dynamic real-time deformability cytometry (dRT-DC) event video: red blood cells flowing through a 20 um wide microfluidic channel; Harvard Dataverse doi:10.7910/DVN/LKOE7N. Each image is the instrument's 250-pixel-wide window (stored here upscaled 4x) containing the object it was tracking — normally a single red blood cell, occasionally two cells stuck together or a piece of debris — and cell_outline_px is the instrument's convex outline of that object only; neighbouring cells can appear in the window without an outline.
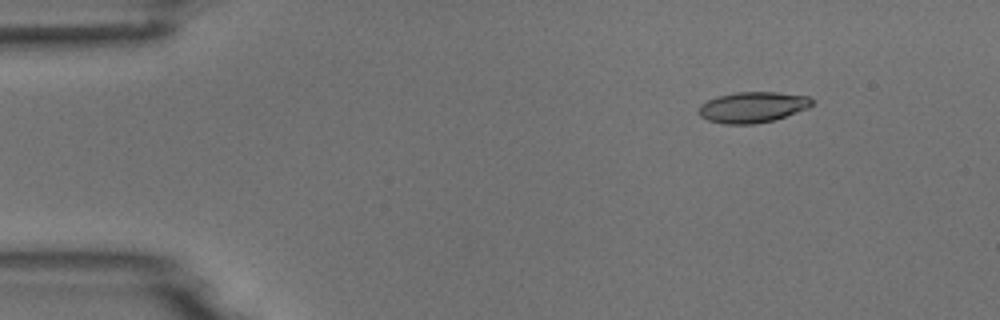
{"species": "common noctule bat (a hibernating species)", "species_latin": "Nyctalus noctula", "temperature_condition": "room temperature", "stored_images_in_passage": 5, "camera_frame_rate_fps": 3000, "um_per_image_px": 0.085, "animal": {"sex": "male", "body_mass_g": 18.8}, "frame": {"image": 1, "passage_image": 2, "time_ms": 1.333, "image_size_px": [1000, 320], "cell_outline_px": [[812, 104], [808, 108], [772, 120], [756, 124], [724, 124], [708, 120], [700, 116], [700, 104], [716, 96], [736, 92], [776, 92], [808, 96], [812, 100]], "centroid_in_image_um": [63.95, 9.1], "position_along_channel_um": 21.1, "area_um2": 20.11}}
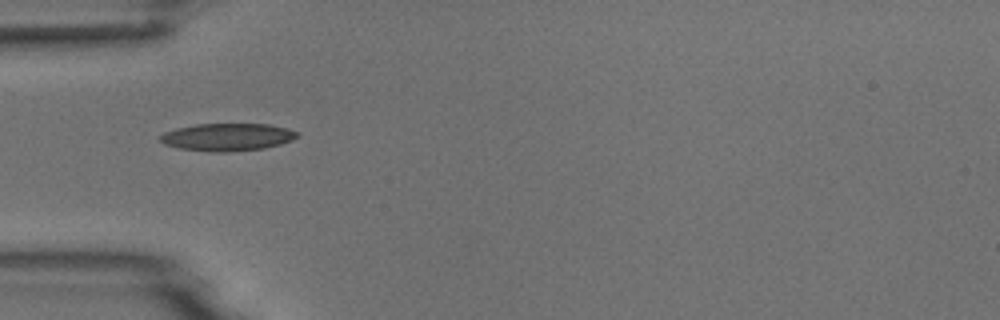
{"frame": {"image": 2, "passage_image": 5, "time_ms": 4.667, "image_size_px": [1000, 320], "cell_outline_px": [[300, 136], [292, 140], [280, 144], [264, 148], [228, 152], [212, 152], [180, 148], [164, 144], [156, 136], [164, 132], [176, 128], [196, 124], [268, 124], [288, 128], [300, 132]], "centroid_in_image_um": [19.33, 11.64], "position_along_channel_um": 65.7, "area_um2": 22.2}}